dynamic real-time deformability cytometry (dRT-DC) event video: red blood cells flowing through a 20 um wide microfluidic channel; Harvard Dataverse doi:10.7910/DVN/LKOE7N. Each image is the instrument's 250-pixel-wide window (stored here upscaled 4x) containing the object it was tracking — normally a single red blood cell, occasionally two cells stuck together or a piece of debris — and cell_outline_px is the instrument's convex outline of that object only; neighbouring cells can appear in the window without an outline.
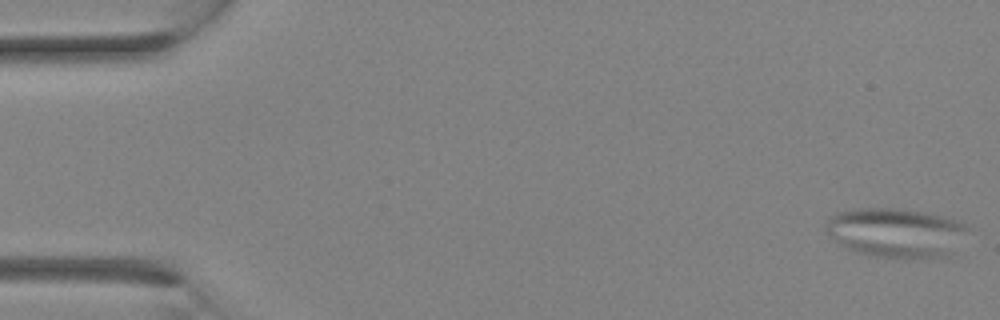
{"species": "Egyptian fruit bat (a non-hibernating species)", "species_latin": "Rousettus aegyptiacus", "temperature_condition": "room temperature", "stored_images_in_passage": 10, "camera_frame_rate_fps": 3000, "um_per_image_px": 0.085, "animal": {"sex": "female"}, "frame": {"image": 1, "passage_image": 1, "time_ms": 0.0, "image_size_px": [1000, 320], "cell_outline_px": [[972, 228], [952, 252], [948, 256], [916, 260], [876, 256], [856, 252], [836, 244], [824, 232], [824, 224], [828, 216], [836, 212], [856, 208], [896, 208], [924, 212], [944, 216], [960, 220]], "centroid_in_image_um": [76.14, 19.78], "position_along_channel_um": 8.9, "area_um2": 42.19}}
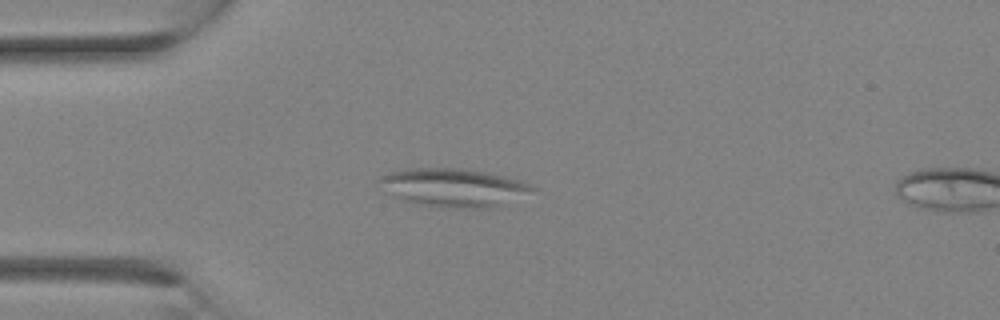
{"frame": {"image": 2, "passage_image": 8, "time_ms": 2.333, "image_size_px": [1000, 320], "cell_outline_px": [[540, 188], [496, 208], [440, 208], [420, 204], [404, 200], [392, 196], [376, 180], [380, 176], [392, 172], [408, 168], [460, 168], [484, 172], [504, 176], [520, 180], [532, 184]], "centroid_in_image_um": [38.59, 15.95], "position_along_channel_um": 46.4, "area_um2": 34.39}}